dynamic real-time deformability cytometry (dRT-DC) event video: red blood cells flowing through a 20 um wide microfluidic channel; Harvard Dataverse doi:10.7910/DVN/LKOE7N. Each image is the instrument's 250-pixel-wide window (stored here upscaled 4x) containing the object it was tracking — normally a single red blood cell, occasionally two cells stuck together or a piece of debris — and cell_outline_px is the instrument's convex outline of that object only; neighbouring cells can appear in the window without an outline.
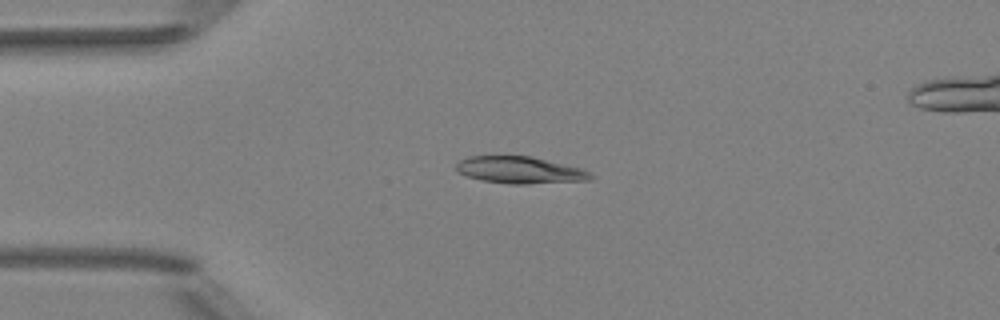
{"species": "Egyptian fruit bat (a non-hibernating species)", "species_latin": "Rousettus aegyptiacus", "temperature_condition": "room temperature", "stored_images_in_passage": 4, "camera_frame_rate_fps": 3000, "um_per_image_px": 0.085, "animal": {"sex": "female"}, "frame": {"image": 1, "passage_image": 3, "time_ms": 0.667, "image_size_px": [1000, 320], "cell_outline_px": [[596, 176], [588, 180], [528, 184], [508, 184], [484, 180], [468, 176], [456, 172], [456, 164], [460, 160], [468, 156], [532, 156], [584, 168]], "centroid_in_image_um": [44.24, 14.45], "position_along_channel_um": 40.8, "area_um2": 21.27}}